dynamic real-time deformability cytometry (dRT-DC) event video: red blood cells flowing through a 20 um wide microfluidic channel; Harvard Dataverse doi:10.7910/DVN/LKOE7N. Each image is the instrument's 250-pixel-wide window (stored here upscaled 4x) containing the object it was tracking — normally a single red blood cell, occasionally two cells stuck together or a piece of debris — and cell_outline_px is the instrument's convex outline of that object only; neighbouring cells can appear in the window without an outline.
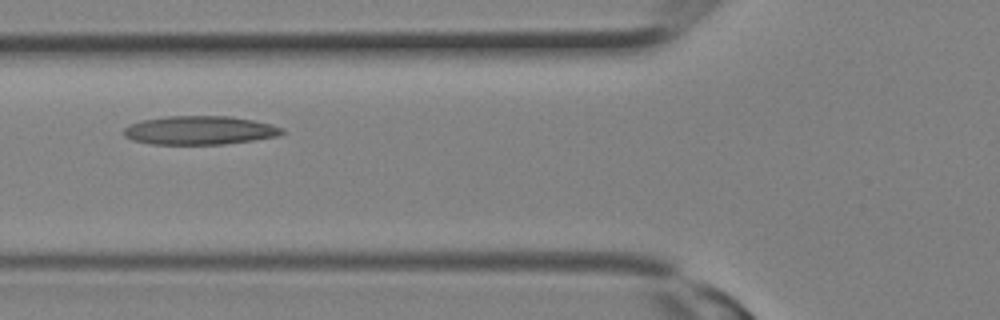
{"species": "Egyptian fruit bat (a non-hibernating species)", "species_latin": "Rousettus aegyptiacus", "temperature_condition": "room temperature", "stored_images_in_passage": 12, "camera_frame_rate_fps": 3000, "um_per_image_px": 0.085, "animal": {"sex": "female"}, "frame": {"image": 1, "passage_image": 9, "time_ms": 2.667, "image_size_px": [1000, 320], "cell_outline_px": [[284, 132], [280, 136], [224, 144], [152, 144], [132, 140], [124, 136], [124, 128], [128, 124], [140, 120], [164, 116], [228, 116], [252, 120], [272, 124], [284, 128]], "centroid_in_image_um": [16.95, 11.07], "position_along_channel_um": 108.8, "area_um2": 26.59}}
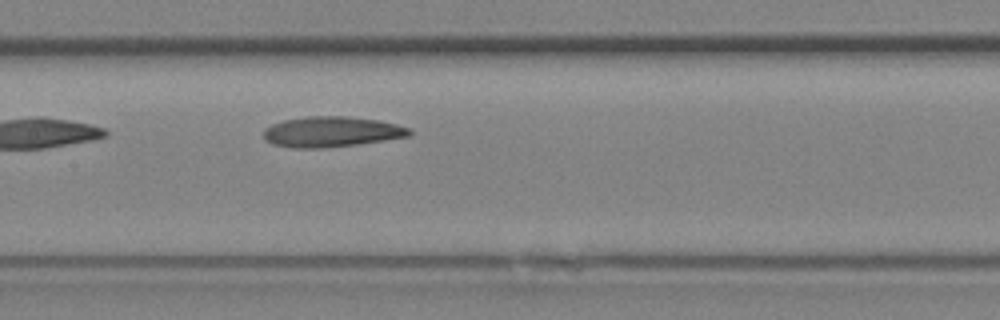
{"frame": {"image": 2, "passage_image": 12, "time_ms": 3.667, "image_size_px": [1000, 320], "cell_outline_px": [[412, 136], [356, 144], [324, 148], [292, 148], [272, 144], [264, 140], [264, 128], [272, 124], [284, 120], [308, 116], [344, 116], [376, 120], [396, 124], [412, 128]], "centroid_in_image_um": [28.17, 11.21], "position_along_channel_um": 179.2, "area_um2": 25.95}}